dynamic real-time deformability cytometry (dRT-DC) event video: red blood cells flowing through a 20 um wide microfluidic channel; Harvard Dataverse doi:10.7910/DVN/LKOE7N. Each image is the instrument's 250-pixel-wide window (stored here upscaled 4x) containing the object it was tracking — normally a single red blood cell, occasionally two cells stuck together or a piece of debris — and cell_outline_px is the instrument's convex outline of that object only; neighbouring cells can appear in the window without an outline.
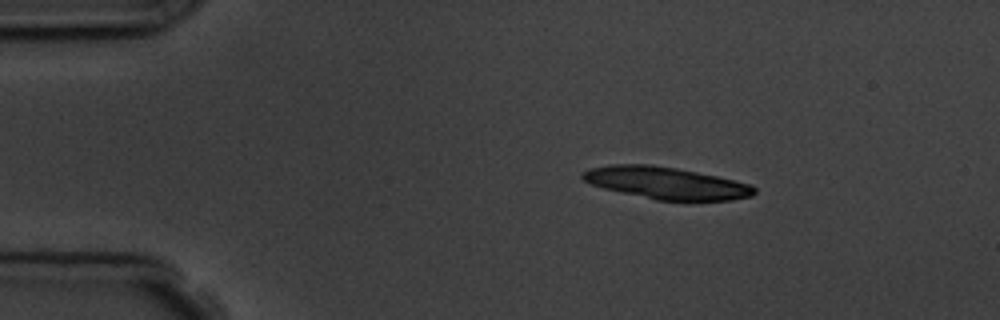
{"species": "common noctule bat (a hibernating species)", "species_latin": "Nyctalus noctula", "temperature_condition": "room temperature", "stored_images_in_passage": 4, "camera_frame_rate_fps": 3000, "um_per_image_px": 0.085, "animal": {"sex": "male", "body_mass_g": 19.5, "forearm_length_mm": 54.6}, "frame": {"image": 1, "passage_image": 1, "time_ms": 0.0, "image_size_px": [1000, 320], "cell_outline_px": [[756, 192], [752, 196], [732, 200], [656, 200], [604, 188], [592, 184], [584, 180], [580, 176], [580, 172], [588, 168], [608, 164], [652, 164], [676, 168], [716, 176], [748, 184], [756, 188]], "centroid_in_image_um": [56.57, 15.54], "position_along_channel_um": 28.4, "area_um2": 31.91}}